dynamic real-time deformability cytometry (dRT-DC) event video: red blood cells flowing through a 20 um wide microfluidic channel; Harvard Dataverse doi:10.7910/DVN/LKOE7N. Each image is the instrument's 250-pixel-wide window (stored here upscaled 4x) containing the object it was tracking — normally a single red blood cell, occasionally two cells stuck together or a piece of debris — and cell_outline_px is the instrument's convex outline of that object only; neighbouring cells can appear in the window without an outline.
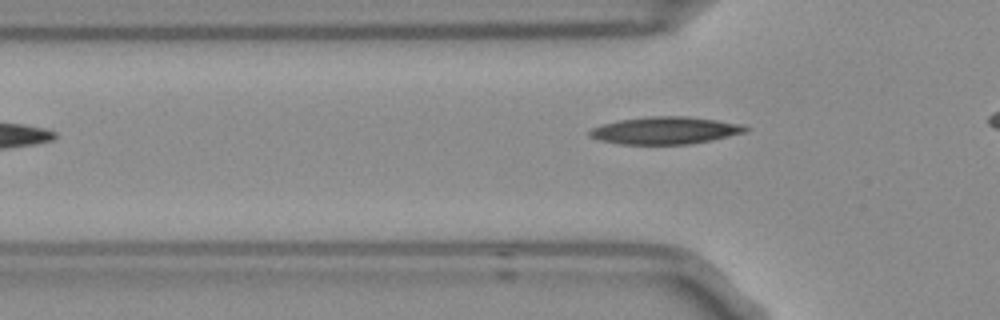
{"species": "Egyptian fruit bat (a non-hibernating species)", "species_latin": "Rousettus aegyptiacus", "temperature_condition": "room temperature", "stored_images_in_passage": 5, "camera_frame_rate_fps": 3000, "um_per_image_px": 0.085, "frame": {"image": 1, "passage_image": 5, "time_ms": 1.333, "image_size_px": [1000, 320], "cell_outline_px": [[748, 132], [712, 140], [692, 144], [620, 144], [600, 140], [588, 136], [588, 132], [592, 128], [600, 124], [620, 120], [648, 116], [688, 116], [744, 124], [748, 128]], "centroid_in_image_um": [56.56, 11.09], "position_along_channel_um": 69.2, "area_um2": 25.03}}